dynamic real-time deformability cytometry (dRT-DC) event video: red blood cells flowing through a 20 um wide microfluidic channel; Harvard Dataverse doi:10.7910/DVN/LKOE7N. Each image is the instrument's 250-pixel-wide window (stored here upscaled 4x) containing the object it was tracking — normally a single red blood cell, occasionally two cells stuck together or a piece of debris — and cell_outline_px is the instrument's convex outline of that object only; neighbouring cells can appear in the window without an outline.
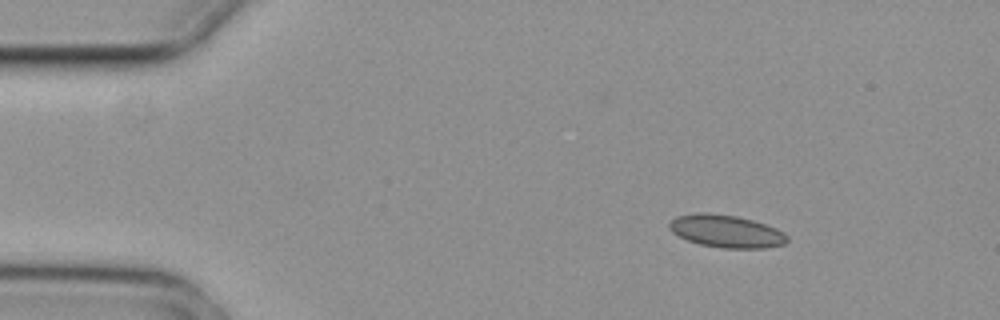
{"species": "common noctule bat (a hibernating species)", "species_latin": "Nyctalus noctula", "temperature_condition": "cold", "stored_images_in_passage": 4, "camera_frame_rate_fps": 3000, "um_per_image_px": 0.085, "animal": {"sex": "female", "body_mass_g": 29.2, "forearm_length_mm": 56.3}, "frame": {"image": 1, "passage_image": 2, "time_ms": 0.333, "image_size_px": [1000, 320], "cell_outline_px": [[788, 240], [784, 244], [768, 248], [720, 248], [700, 244], [688, 240], [672, 232], [668, 228], [668, 224], [676, 216], [696, 212], [708, 212], [736, 216], [752, 220], [776, 228], [784, 232], [788, 236]], "centroid_in_image_um": [61.73, 19.65], "position_along_channel_um": 23.3, "area_um2": 22.48}}